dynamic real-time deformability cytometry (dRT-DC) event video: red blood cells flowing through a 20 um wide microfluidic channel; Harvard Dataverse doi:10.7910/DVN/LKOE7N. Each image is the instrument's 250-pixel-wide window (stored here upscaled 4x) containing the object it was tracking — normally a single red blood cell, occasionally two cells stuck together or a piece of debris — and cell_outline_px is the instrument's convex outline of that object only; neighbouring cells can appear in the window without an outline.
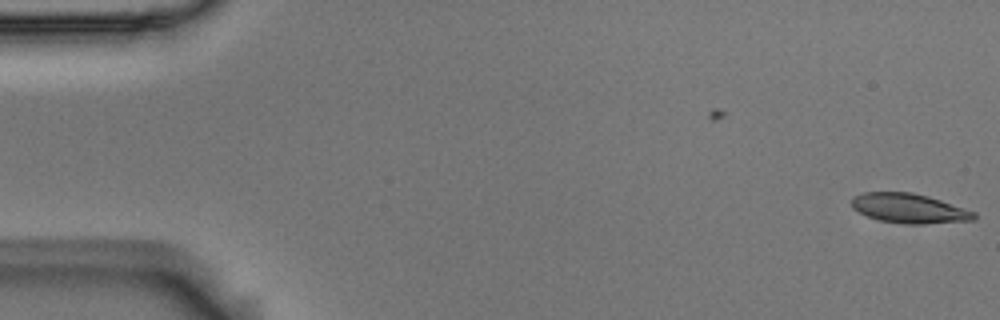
{"species": "Egyptian fruit bat (a non-hibernating species)", "species_latin": "Rousettus aegyptiacus", "temperature_condition": "room temperature", "stored_images_in_passage": 6, "camera_frame_rate_fps": 3000, "um_per_image_px": 0.085, "animal": {"sex": "male"}, "frame": {"image": 1, "passage_image": 6, "time_ms": 1.667, "image_size_px": [1000, 320], "cell_outline_px": [[976, 220], [924, 224], [904, 224], [880, 220], [868, 216], [852, 208], [852, 200], [856, 196], [864, 192], [912, 192], [928, 196], [976, 212]], "centroid_in_image_um": [77.31, 17.72], "position_along_channel_um": 7.7, "area_um2": 20.98}}